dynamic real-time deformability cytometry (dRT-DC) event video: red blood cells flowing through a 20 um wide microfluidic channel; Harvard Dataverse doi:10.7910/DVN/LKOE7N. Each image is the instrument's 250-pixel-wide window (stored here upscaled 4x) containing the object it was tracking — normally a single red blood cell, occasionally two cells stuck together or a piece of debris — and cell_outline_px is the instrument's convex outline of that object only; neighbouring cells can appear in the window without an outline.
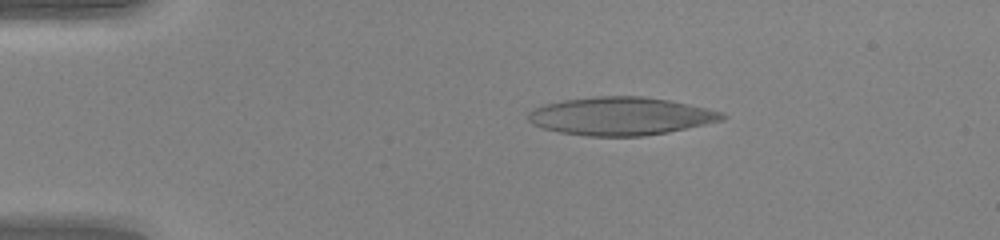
{"species": "human", "species_latin": "Homo sapiens", "temperature_condition": "warm", "stored_images_in_passage": 49, "camera_frame_rate_fps": 3000, "um_per_image_px": 0.085, "donor": {"sex": "female"}, "frame": {"image": 1, "passage_image": 10, "time_ms": 3.0, "image_size_px": [1000, 240], "cell_outline_px": [[728, 116], [724, 120], [668, 132], [644, 136], [588, 136], [560, 132], [544, 128], [532, 124], [528, 120], [528, 112], [532, 108], [544, 104], [564, 100], [596, 96], [644, 96], [668, 100], [708, 108], [724, 112]], "centroid_in_image_um": [52.77, 9.87], "position_along_channel_um": 32.2, "area_um2": 43.12}}
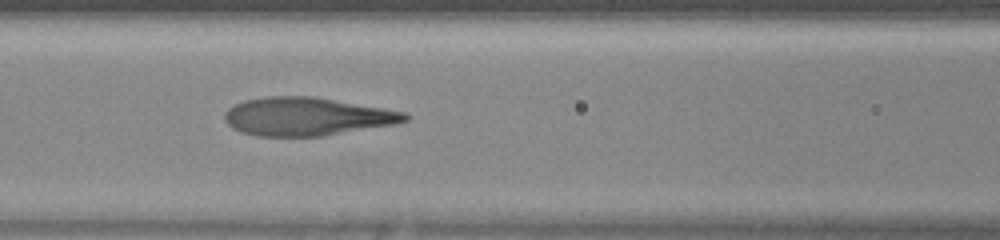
{"frame": {"image": 2, "passage_image": 22, "time_ms": 7.0, "image_size_px": [1000, 240], "cell_outline_px": [[412, 116], [408, 120], [392, 124], [324, 136], [256, 136], [240, 132], [232, 128], [224, 120], [224, 112], [228, 108], [244, 100], [264, 96], [312, 96], [408, 112]], "centroid_in_image_um": [26.06, 9.9], "position_along_channel_um": 140.5, "area_um2": 40.29}}
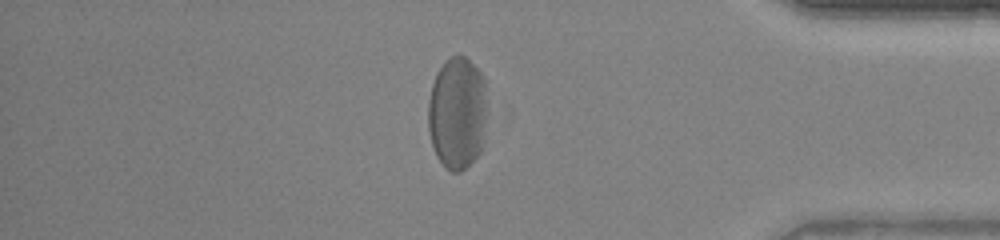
{"frame": {"image": 3, "passage_image": 42, "time_ms": 13.667, "image_size_px": [1000, 240], "cell_outline_px": [[484, 120], [480, 152], [460, 172], [452, 172], [444, 168], [436, 156], [432, 144], [428, 128], [428, 100], [432, 84], [436, 72], [452, 56], [464, 56], [480, 72], [484, 80]], "centroid_in_image_um": [38.81, 9.63], "position_along_channel_um": 396.4, "area_um2": 37.97}, "authors_computed_cell_mechanics": {"area_um2": 43.061, "velocity_mm_per_s": 4.1949, "shape_relaxation_time_tau1_ms": 1.9329, "shape_relaxation_time_tau2_ms": 1.5222, "deformation_change_tau1": 0.138, "deformation_change_tau2": 0.1417}}